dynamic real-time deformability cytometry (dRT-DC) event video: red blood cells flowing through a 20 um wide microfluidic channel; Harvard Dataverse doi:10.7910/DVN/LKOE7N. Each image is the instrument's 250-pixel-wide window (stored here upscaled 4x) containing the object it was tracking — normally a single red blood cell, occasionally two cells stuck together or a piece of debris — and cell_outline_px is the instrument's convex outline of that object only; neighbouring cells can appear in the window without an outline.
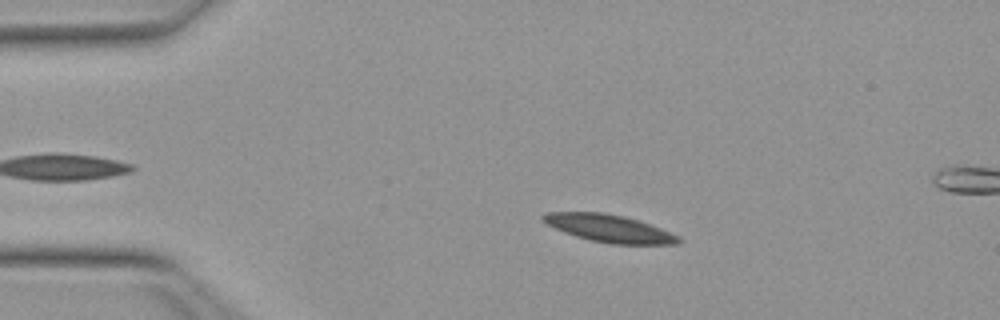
{"species": "Egyptian fruit bat (a non-hibernating species)", "species_latin": "Rousettus aegyptiacus", "temperature_condition": "warm", "stored_images_in_passage": 12, "camera_frame_rate_fps": 3000, "um_per_image_px": 0.085, "animal": {"sex": "female"}, "frame": {"image": 1, "passage_image": 6, "time_ms": 1.667, "image_size_px": [1000, 320], "cell_outline_px": [[684, 240], [680, 244], [612, 244], [588, 240], [564, 232], [540, 220], [540, 216], [548, 212], [604, 212], [624, 216], [660, 228], [680, 236]], "centroid_in_image_um": [51.8, 19.42], "position_along_channel_um": 33.2, "area_um2": 21.73}}